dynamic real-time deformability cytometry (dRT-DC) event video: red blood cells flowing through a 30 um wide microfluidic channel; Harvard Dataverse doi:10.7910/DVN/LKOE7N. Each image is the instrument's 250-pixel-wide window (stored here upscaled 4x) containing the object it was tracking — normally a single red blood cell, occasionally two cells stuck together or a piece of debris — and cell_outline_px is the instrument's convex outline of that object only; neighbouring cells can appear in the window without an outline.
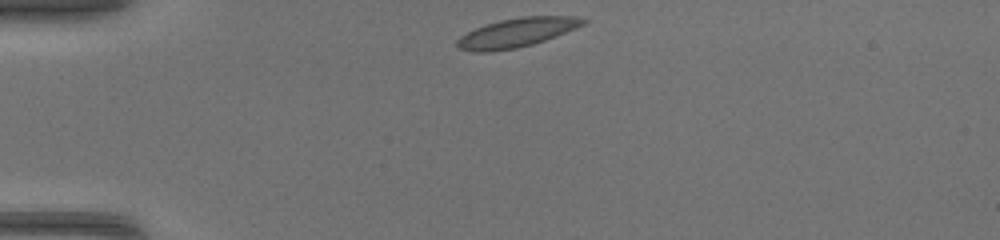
{"species": "common noctule bat (a hibernating species)", "species_latin": "Nyctalus noctula", "temperature_condition": "warm", "stored_images_in_passage": 35, "camera_frame_rate_fps": 3000, "um_per_image_px": 0.085, "animal": {"sex": "female", "body_mass_g": 17.0, "forearm_length_mm": 48.0}, "frame": {"image": 1, "passage_image": 1, "time_ms": 0.0, "image_size_px": [1000, 240], "cell_outline_px": [[588, 20], [584, 24], [576, 28], [556, 36], [532, 44], [516, 48], [492, 52], [476, 52], [460, 48], [456, 44], [456, 40], [460, 36], [476, 28], [500, 20], [520, 16], [576, 16]], "centroid_in_image_um": [43.94, 2.77], "position_along_channel_um": 41.1, "area_um2": 21.21}}
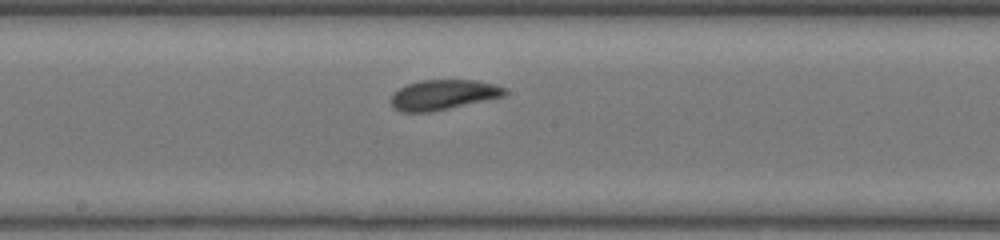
{"frame": {"image": 2, "passage_image": 15, "time_ms": 4.667, "image_size_px": [1000, 240], "cell_outline_px": [[508, 92], [504, 96], [448, 108], [428, 112], [400, 112], [392, 108], [392, 96], [400, 88], [408, 84], [420, 80], [476, 80], [492, 84], [504, 88]], "centroid_in_image_um": [37.65, 8.05], "position_along_channel_um": 210.5, "area_um2": 19.59}}
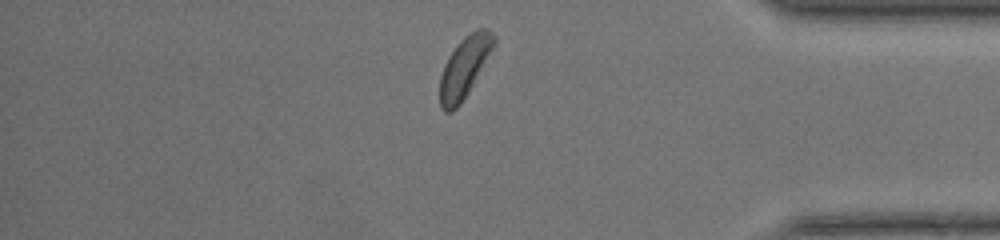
{"frame": {"image": 3, "passage_image": 29, "time_ms": 9.333, "image_size_px": [1000, 240], "cell_outline_px": [[496, 44], [468, 92], [460, 104], [452, 112], [444, 112], [440, 108], [440, 76], [444, 64], [448, 56], [460, 40], [464, 36], [476, 28], [488, 28], [496, 36]], "centroid_in_image_um": [39.48, 5.68], "position_along_channel_um": 395.7, "area_um2": 19.25}}